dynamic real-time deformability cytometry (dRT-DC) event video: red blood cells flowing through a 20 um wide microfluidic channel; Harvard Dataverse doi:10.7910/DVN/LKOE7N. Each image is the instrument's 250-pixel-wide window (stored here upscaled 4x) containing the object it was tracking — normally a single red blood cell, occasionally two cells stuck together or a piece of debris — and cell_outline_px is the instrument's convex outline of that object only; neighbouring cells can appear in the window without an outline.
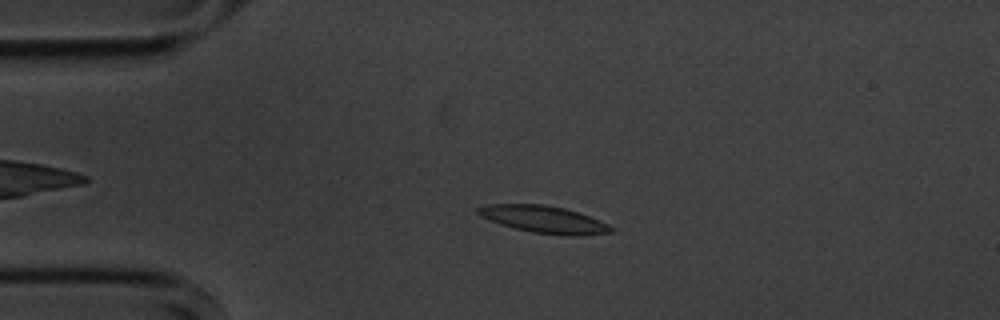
{"species": "common noctule bat (a hibernating species)", "species_latin": "Nyctalus noctula", "temperature_condition": "cold", "stored_images_in_passage": 49, "camera_frame_rate_fps": 3000, "um_per_image_px": 0.085, "animal": {"sex": "male", "body_mass_g": 20.1, "forearm_length_mm": 53.5}, "frame": {"image": 1, "passage_image": 6, "time_ms": 1.667, "image_size_px": [1000, 320], "cell_outline_px": [[612, 232], [584, 236], [568, 236], [532, 232], [500, 224], [480, 216], [476, 212], [476, 208], [488, 204], [544, 204], [564, 208], [588, 216], [608, 224], [612, 228]], "centroid_in_image_um": [46.21, 18.65], "position_along_channel_um": 38.8, "area_um2": 20.92}}
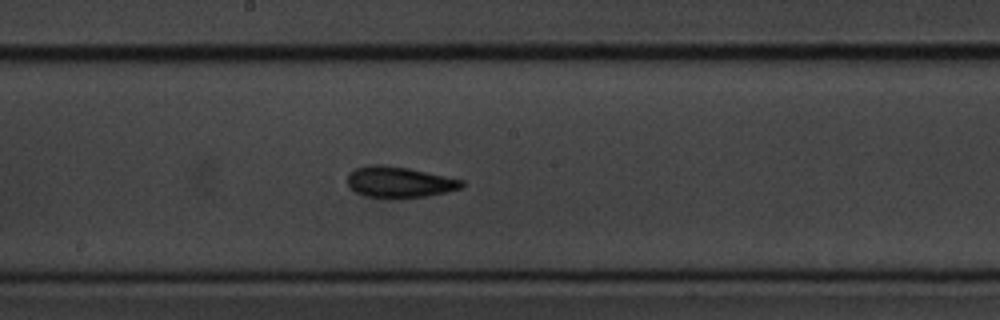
{"frame": {"image": 2, "passage_image": 23, "time_ms": 7.333, "image_size_px": [1000, 320], "cell_outline_px": [[464, 184], [460, 188], [448, 192], [428, 196], [364, 196], [356, 192], [348, 184], [348, 172], [356, 168], [376, 164], [380, 164], [408, 168], [464, 180]], "centroid_in_image_um": [33.96, 15.45], "position_along_channel_um": 214.2, "area_um2": 20.06}}
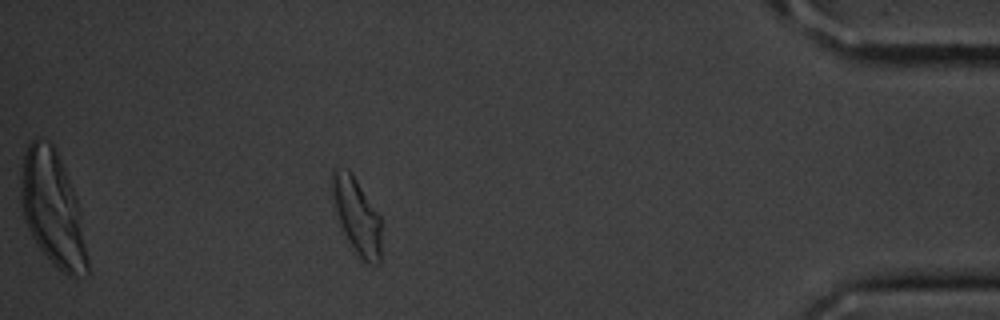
{"frame": {"image": 3, "passage_image": 43, "time_ms": 14.0, "image_size_px": [1000, 320], "cell_outline_px": [[380, 264], [368, 264], [356, 252], [340, 228], [332, 192], [332, 168], [348, 168], [352, 172], [380, 216]], "centroid_in_image_um": [30.32, 18.31], "position_along_channel_um": 404.9, "area_um2": 21.56}, "authors_computed_cell_mechanics": {"area_um2": 20.1722, "velocity_mm_per_s": 3.576, "shape_relaxation_time_tau1_ms": 3.446, "shape_relaxation_time_tau2_ms": 3.919, "deformation_change_tau1": 0.1199, "deformation_change_tau2": 0.1111}}